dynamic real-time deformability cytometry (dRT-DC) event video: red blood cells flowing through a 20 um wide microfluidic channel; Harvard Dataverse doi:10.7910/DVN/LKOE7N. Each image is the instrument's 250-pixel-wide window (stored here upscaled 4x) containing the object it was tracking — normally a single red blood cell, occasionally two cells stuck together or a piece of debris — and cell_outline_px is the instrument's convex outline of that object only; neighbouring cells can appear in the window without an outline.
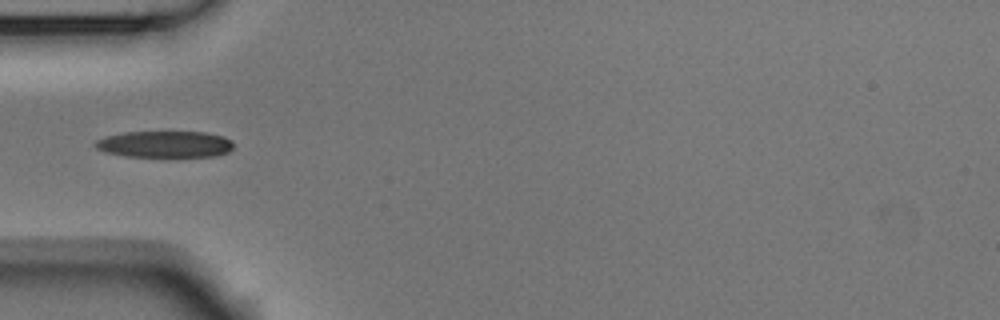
{"species": "Egyptian fruit bat (a non-hibernating species)", "species_latin": "Rousettus aegyptiacus", "temperature_condition": "room temperature", "stored_images_in_passage": 37, "camera_frame_rate_fps": 3000, "um_per_image_px": 0.085, "animal": {"sex": "male"}, "frame": {"image": 1, "passage_image": 1, "time_ms": 0.0, "image_size_px": [1000, 320], "cell_outline_px": [[232, 148], [228, 152], [216, 156], [124, 156], [104, 152], [96, 148], [92, 144], [96, 140], [108, 136], [124, 132], [204, 132], [224, 136], [232, 140]], "centroid_in_image_um": [14.0, 12.25], "position_along_channel_um": 71.0, "area_um2": 21.33}}
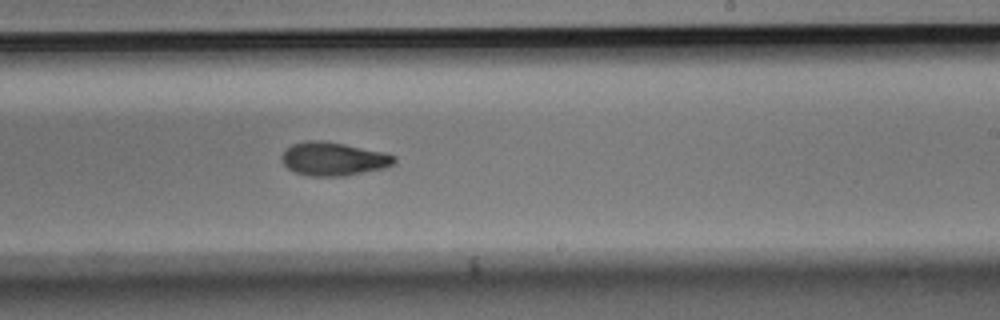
{"frame": {"image": 2, "passage_image": 16, "time_ms": 5.0, "image_size_px": [1000, 320], "cell_outline_px": [[396, 160], [392, 164], [384, 168], [344, 176], [312, 176], [296, 172], [288, 168], [284, 164], [280, 156], [292, 144], [304, 140], [324, 140], [384, 152], [396, 156]], "centroid_in_image_um": [28.33, 13.49], "position_along_channel_um": 260.7, "area_um2": 21.85}}
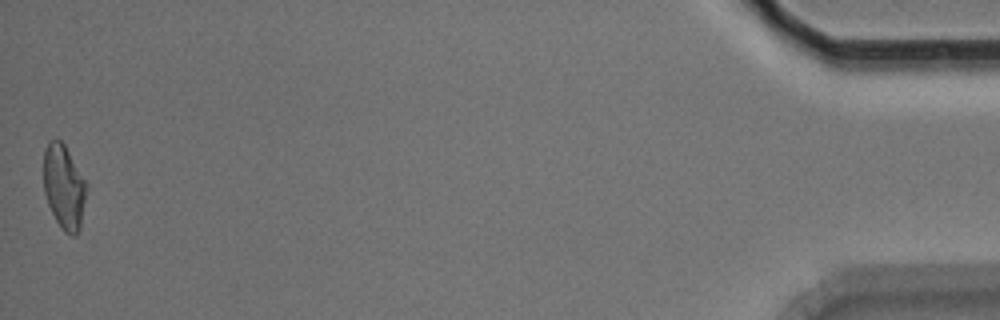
{"frame": {"image": 3, "passage_image": 37, "time_ms": 12.0, "image_size_px": [1000, 320], "cell_outline_px": [[88, 188], [80, 228], [76, 236], [72, 236], [64, 232], [60, 228], [48, 204], [44, 192], [44, 148], [48, 140], [56, 136], [64, 144], [88, 184]], "centroid_in_image_um": [5.45, 15.87], "position_along_channel_um": 429.8, "area_um2": 21.5}, "authors_computed_cell_mechanics": {"area_um2": 21.675, "velocity_mm_per_s": 3.7712, "shape_relaxation_time_tau1_ms": 4.7411, "shape_relaxation_time_tau2_ms": 3.9687, "deformation_change_tau1": 0.151, "deformation_change_tau2": 0.1015}}